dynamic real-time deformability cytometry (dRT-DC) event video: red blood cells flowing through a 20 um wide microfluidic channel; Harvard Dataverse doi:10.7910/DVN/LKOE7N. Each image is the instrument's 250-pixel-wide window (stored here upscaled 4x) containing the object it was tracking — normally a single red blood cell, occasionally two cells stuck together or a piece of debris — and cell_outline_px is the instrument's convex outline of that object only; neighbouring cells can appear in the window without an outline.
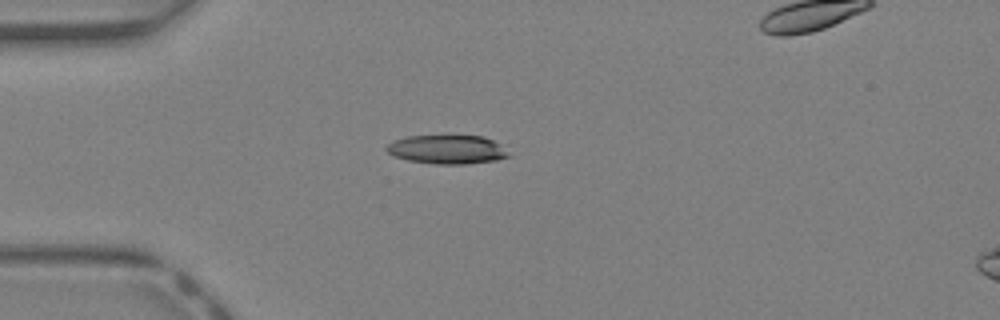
{"species": "Egyptian fruit bat (a non-hibernating species)", "species_latin": "Rousettus aegyptiacus", "temperature_condition": "warm", "stored_images_in_passage": 37, "camera_frame_rate_fps": 3000, "um_per_image_px": 0.085, "animal": {"sex": "female"}, "frame": {"image": 1, "passage_image": 10, "time_ms": 3.0, "image_size_px": [1000, 320], "cell_outline_px": [[512, 156], [496, 160], [464, 164], [436, 164], [408, 160], [392, 156], [384, 148], [388, 144], [396, 140], [408, 136], [484, 136], [500, 144]], "centroid_in_image_um": [38.02, 12.71], "position_along_channel_um": 47.0, "area_um2": 20.46}}
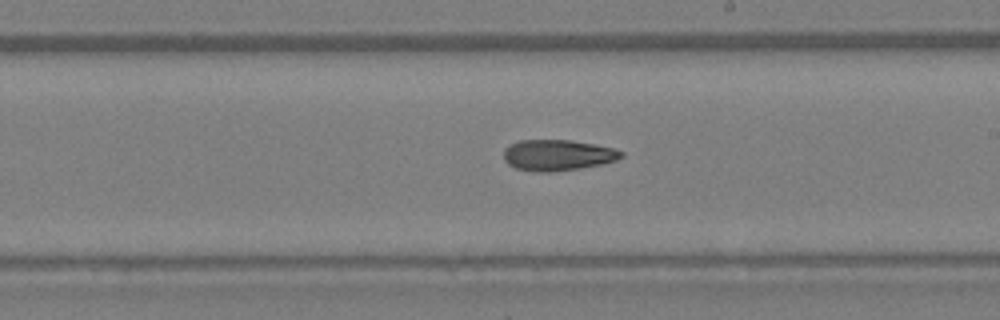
{"frame": {"image": 2, "passage_image": 23, "time_ms": 7.333, "image_size_px": [1000, 320], "cell_outline_px": [[624, 156], [616, 160], [600, 164], [580, 168], [552, 172], [536, 172], [516, 168], [508, 164], [504, 160], [504, 148], [508, 144], [520, 140], [572, 140], [616, 148], [624, 152]], "centroid_in_image_um": [47.4, 13.18], "position_along_channel_um": 241.6, "area_um2": 21.39}}
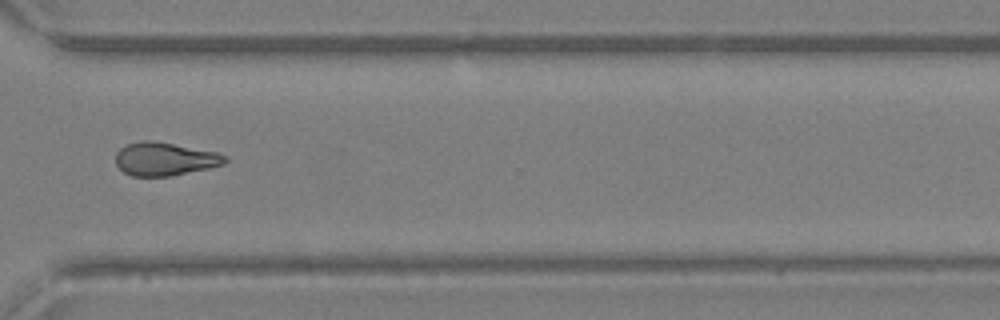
{"frame": {"image": 3, "passage_image": 30, "time_ms": 9.667, "image_size_px": [1000, 320], "cell_outline_px": [[228, 160], [224, 164], [208, 168], [172, 176], [132, 176], [124, 172], [116, 164], [116, 152], [120, 148], [128, 144], [140, 140], [152, 140], [220, 152]], "centroid_in_image_um": [14.01, 13.5], "position_along_channel_um": 356.6, "area_um2": 21.27}, "authors_computed_cell_mechanics": {"area_um2": 21.1548, "velocity_mm_per_s": 4.9366, "shape_relaxation_time_tau1_ms": null, "shape_relaxation_time_tau2_ms": 9.8863, "deformation_change_tau1": null, "deformation_change_tau2": 0.2484}}